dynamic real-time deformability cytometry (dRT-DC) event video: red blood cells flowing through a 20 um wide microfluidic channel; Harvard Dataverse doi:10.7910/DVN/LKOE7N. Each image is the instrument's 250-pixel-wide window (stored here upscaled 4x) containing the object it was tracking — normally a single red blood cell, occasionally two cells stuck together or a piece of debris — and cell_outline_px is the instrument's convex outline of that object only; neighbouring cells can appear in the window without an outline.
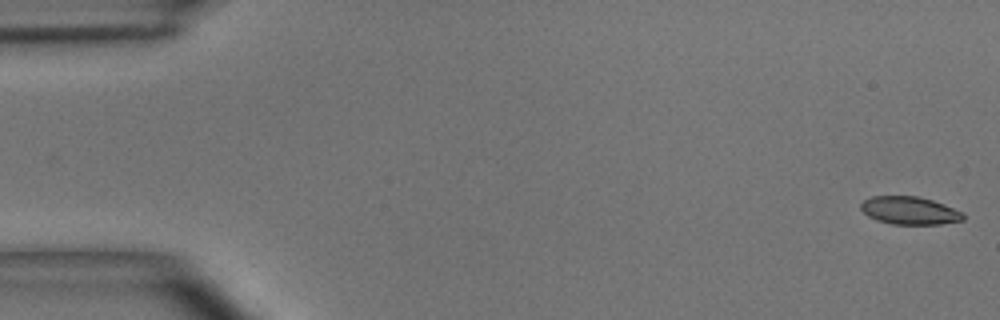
{"species": "common noctule bat (a hibernating species)", "species_latin": "Nyctalus noctula", "temperature_condition": "room temperature", "stored_images_in_passage": 50, "camera_frame_rate_fps": 3000, "um_per_image_px": 0.085, "animal": {"sex": "male", "body_mass_g": 15.6}, "frame": {"image": 1, "passage_image": 1, "time_ms": 0.0, "image_size_px": [1000, 320], "cell_outline_px": [[964, 220], [940, 224], [892, 224], [876, 220], [868, 216], [860, 208], [860, 204], [864, 200], [872, 196], [916, 196], [932, 200], [944, 204], [964, 212]], "centroid_in_image_um": [77.32, 17.9], "position_along_channel_um": 7.7, "area_um2": 16.65}}
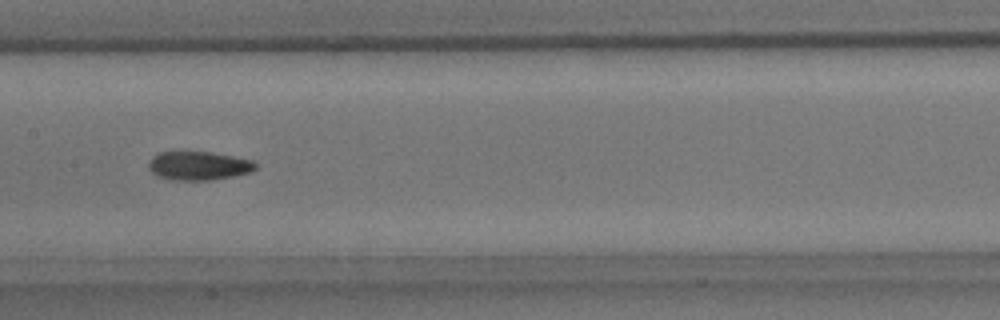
{"frame": {"image": 2, "passage_image": 25, "time_ms": 8.0, "image_size_px": [1000, 320], "cell_outline_px": [[256, 168], [248, 172], [232, 176], [208, 180], [172, 180], [156, 176], [148, 168], [148, 160], [152, 156], [160, 152], [208, 152], [232, 156], [252, 160], [256, 164]], "centroid_in_image_um": [16.81, 14.09], "position_along_channel_um": 190.6, "area_um2": 17.74}}
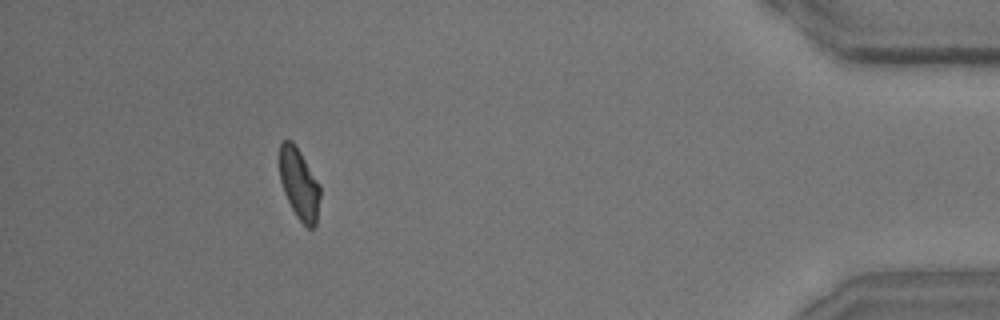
{"frame": {"image": 3, "passage_image": 46, "time_ms": 15.0, "image_size_px": [1000, 320], "cell_outline_px": [[320, 196], [316, 224], [312, 228], [308, 228], [296, 216], [284, 192], [280, 180], [280, 144], [284, 140], [292, 140], [300, 152], [320, 184]], "centroid_in_image_um": [25.44, 15.63], "position_along_channel_um": 409.8, "area_um2": 16.59}, "authors_computed_cell_mechanics": {"area_um2": 17.5423, "velocity_mm_per_s": 3.9475, "shape_relaxation_time_tau1_ms": 7.3413, "shape_relaxation_time_tau2_ms": 2.591, "deformation_change_tau1": 0.1698, "deformation_change_tau2": 0.0746}}